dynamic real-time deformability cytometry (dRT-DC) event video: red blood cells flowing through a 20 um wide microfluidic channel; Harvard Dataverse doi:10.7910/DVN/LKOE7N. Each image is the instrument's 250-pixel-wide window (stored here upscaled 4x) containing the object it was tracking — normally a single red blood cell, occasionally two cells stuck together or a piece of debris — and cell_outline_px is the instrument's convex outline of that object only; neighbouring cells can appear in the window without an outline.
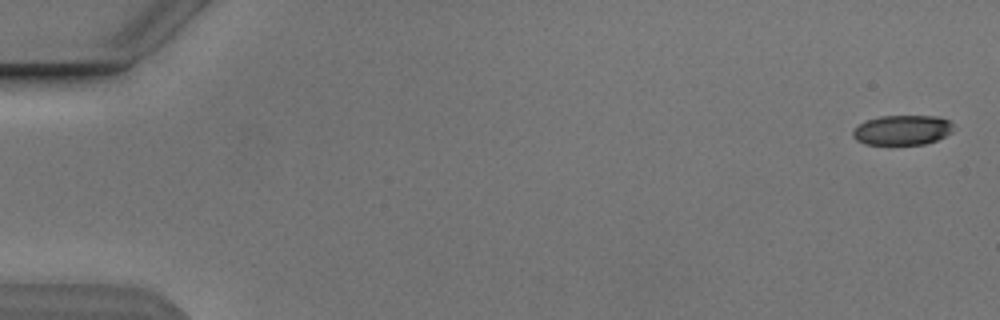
{"species": "Egyptian fruit bat (a non-hibernating species)", "species_latin": "Rousettus aegyptiacus", "temperature_condition": "cold", "stored_images_in_passage": 2, "camera_frame_rate_fps": 3000, "um_per_image_px": 0.085, "animal": {"sex": "male"}, "frame": {"image": 1, "passage_image": 2, "time_ms": 1.0, "image_size_px": [1000, 320], "cell_outline_px": [[952, 132], [936, 140], [924, 144], [864, 144], [856, 140], [852, 136], [852, 132], [864, 120], [880, 116], [936, 116], [948, 120], [952, 124]], "centroid_in_image_um": [76.67, 11.05], "position_along_channel_um": 8.3, "area_um2": 17.4}}